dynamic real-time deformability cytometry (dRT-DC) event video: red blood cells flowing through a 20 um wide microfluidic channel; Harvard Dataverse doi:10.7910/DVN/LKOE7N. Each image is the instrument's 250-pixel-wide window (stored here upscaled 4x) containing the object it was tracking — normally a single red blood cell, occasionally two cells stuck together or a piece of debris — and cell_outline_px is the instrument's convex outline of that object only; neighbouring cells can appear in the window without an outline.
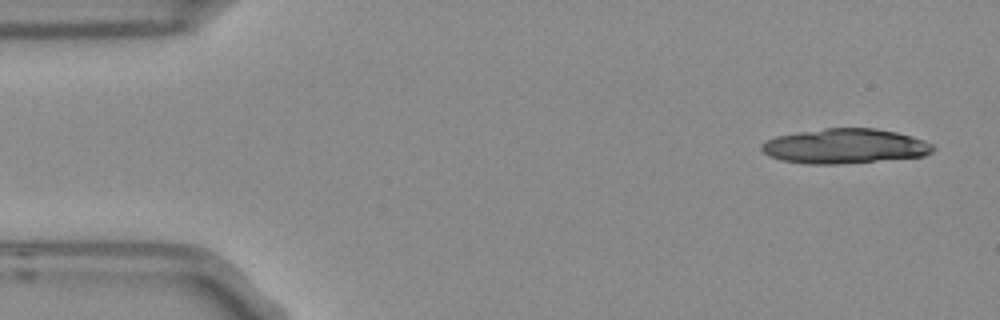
{"species": "Egyptian fruit bat (a non-hibernating species)", "species_latin": "Rousettus aegyptiacus", "temperature_condition": "room temperature", "stored_images_in_passage": 5, "camera_frame_rate_fps": 3000, "um_per_image_px": 0.085, "frame": {"image": 1, "passage_image": 1, "time_ms": 0.0, "image_size_px": [1000, 320], "cell_outline_px": [[936, 148], [932, 152], [924, 156], [836, 164], [804, 164], [784, 160], [772, 156], [764, 152], [760, 148], [760, 144], [776, 136], [824, 128], [876, 128], [896, 132], [912, 136], [924, 140], [932, 144]], "centroid_in_image_um": [71.84, 12.42], "position_along_channel_um": 13.2, "area_um2": 34.51}}